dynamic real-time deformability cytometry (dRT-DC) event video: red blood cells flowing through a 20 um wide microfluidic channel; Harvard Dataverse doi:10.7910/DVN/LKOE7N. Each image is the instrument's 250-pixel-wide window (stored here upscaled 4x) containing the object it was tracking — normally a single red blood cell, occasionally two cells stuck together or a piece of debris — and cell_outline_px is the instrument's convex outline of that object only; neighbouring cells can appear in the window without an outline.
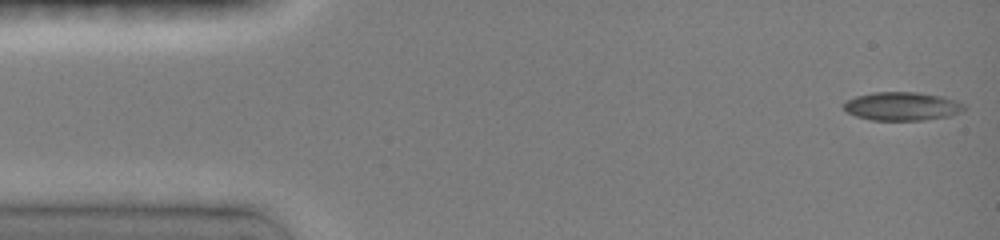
{"species": "common noctule bat (a hibernating species)", "species_latin": "Nyctalus noctula", "temperature_condition": "room temperature", "stored_images_in_passage": 4, "camera_frame_rate_fps": 3000, "um_per_image_px": 0.085, "animal": {"sex": "female", "body_mass_g": 19.0, "forearm_length_mm": 51.5}, "frame": {"image": 1, "passage_image": 1, "time_ms": 0.0, "image_size_px": [1000, 240], "cell_outline_px": [[964, 112], [948, 116], [924, 120], [872, 120], [856, 116], [848, 112], [840, 104], [856, 96], [872, 92], [916, 92], [944, 96], [956, 100], [964, 104]], "centroid_in_image_um": [76.69, 9.03], "position_along_channel_um": 8.3, "area_um2": 20.11}}
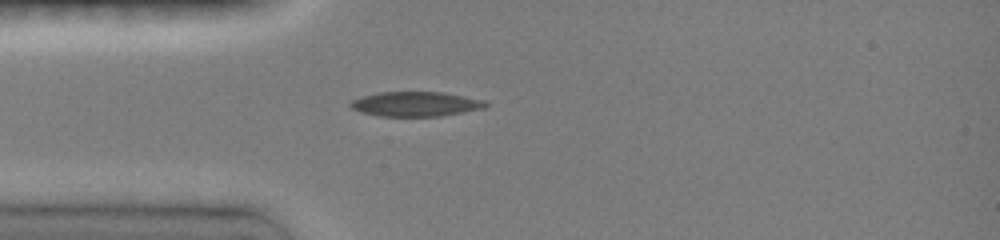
{"frame": {"image": 2, "passage_image": 4, "time_ms": 3.667, "image_size_px": [1000, 240], "cell_outline_px": [[488, 104], [484, 108], [440, 116], [380, 116], [360, 112], [352, 108], [348, 104], [352, 100], [360, 96], [380, 92], [444, 92], [484, 100]], "centroid_in_image_um": [35.3, 8.84], "position_along_channel_um": 49.7, "area_um2": 19.42}}